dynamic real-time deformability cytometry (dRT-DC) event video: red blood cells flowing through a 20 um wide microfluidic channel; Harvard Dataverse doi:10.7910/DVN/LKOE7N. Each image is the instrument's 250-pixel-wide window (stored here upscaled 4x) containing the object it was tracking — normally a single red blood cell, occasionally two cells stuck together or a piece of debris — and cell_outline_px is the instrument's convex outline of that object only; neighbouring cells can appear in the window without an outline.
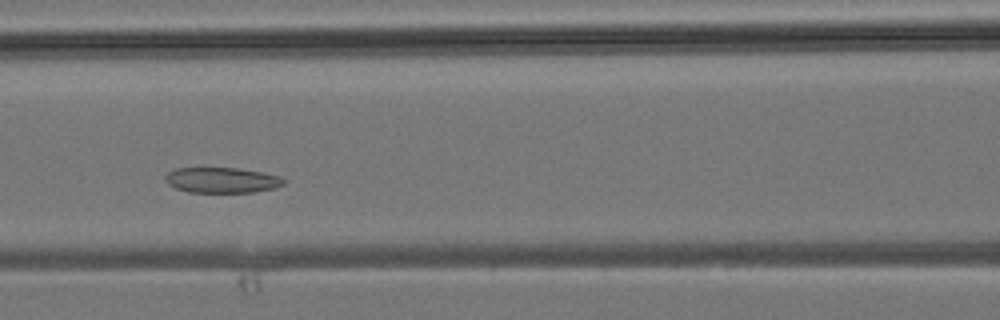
{"species": "common noctule bat (a hibernating species)", "species_latin": "Nyctalus noctula", "temperature_condition": "room temperature", "stored_images_in_passage": 36, "camera_frame_rate_fps": 3000, "um_per_image_px": 0.085, "animal": {"sex": "male", "body_mass_g": 19.2, "forearm_length_mm": 51.8}, "frame": {"image": 1, "passage_image": 12, "time_ms": 3.667, "image_size_px": [1000, 320], "cell_outline_px": [[284, 184], [276, 188], [252, 192], [188, 192], [176, 188], [168, 184], [164, 180], [164, 176], [168, 172], [176, 168], [240, 168], [264, 172], [280, 176], [284, 180]], "centroid_in_image_um": [18.86, 15.3], "position_along_channel_um": 147.7, "area_um2": 17.69}}
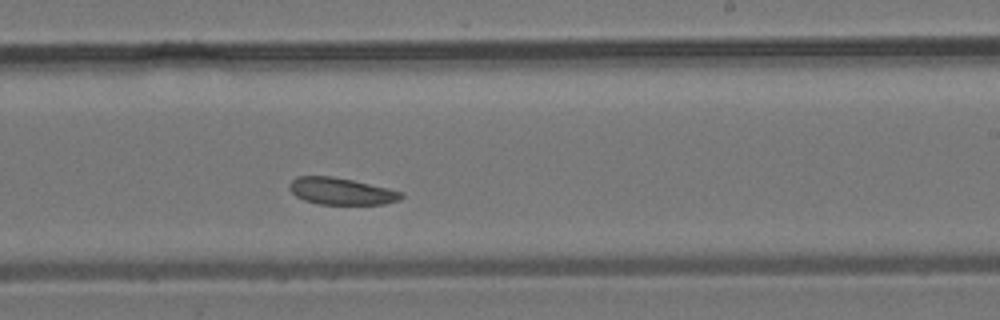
{"frame": {"image": 2, "passage_image": 19, "time_ms": 6.0, "image_size_px": [1000, 320], "cell_outline_px": [[404, 196], [400, 200], [384, 204], [320, 204], [304, 200], [296, 196], [288, 188], [288, 184], [296, 176], [332, 176], [352, 180], [388, 188], [404, 192]], "centroid_in_image_um": [29.01, 16.25], "position_along_channel_um": 260.0, "area_um2": 17.57}}
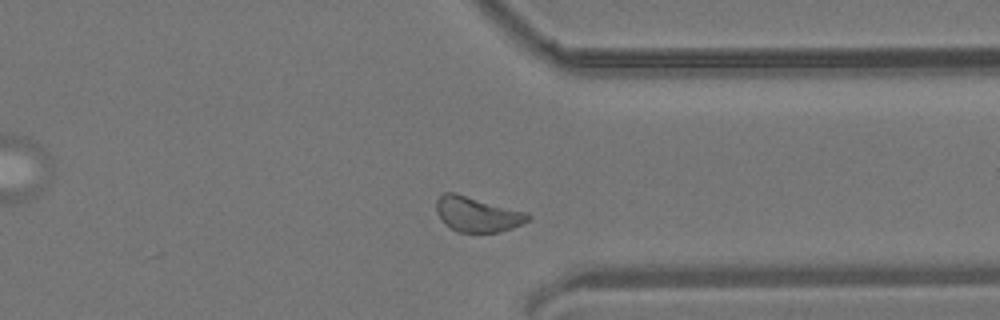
{"frame": {"image": 3, "passage_image": 26, "time_ms": 8.333, "image_size_px": [1000, 320], "cell_outline_px": [[532, 216], [528, 220], [512, 228], [500, 232], [456, 232], [444, 224], [436, 212], [436, 200], [444, 192], [452, 192], [528, 212]], "centroid_in_image_um": [40.55, 18.22], "position_along_channel_um": 370.9, "area_um2": 18.73}}